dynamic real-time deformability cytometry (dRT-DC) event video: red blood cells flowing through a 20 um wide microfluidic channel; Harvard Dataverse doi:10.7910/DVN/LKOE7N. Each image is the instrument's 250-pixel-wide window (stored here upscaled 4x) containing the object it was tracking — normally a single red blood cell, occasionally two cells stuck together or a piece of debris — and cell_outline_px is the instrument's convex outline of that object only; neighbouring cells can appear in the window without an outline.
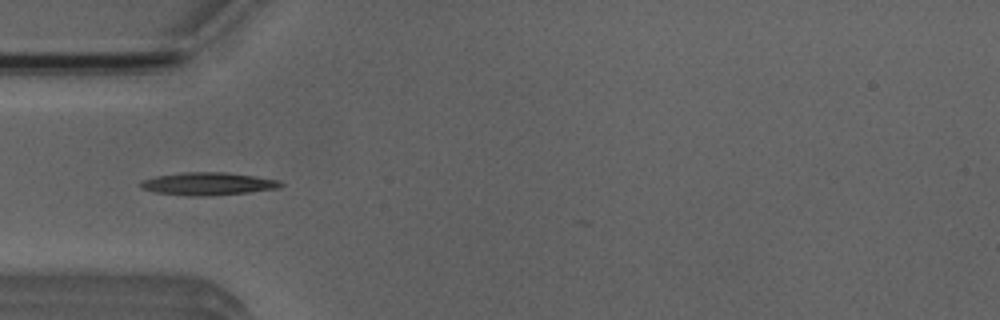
{"species": "Egyptian fruit bat (a non-hibernating species)", "species_latin": "Rousettus aegyptiacus", "temperature_condition": "room temperature", "stored_images_in_passage": 4, "camera_frame_rate_fps": 3000, "um_per_image_px": 0.085, "animal": {"sex": "male"}, "frame": {"image": 1, "passage_image": 4, "time_ms": 3.333, "image_size_px": [1000, 320], "cell_outline_px": [[284, 184], [280, 188], [248, 192], [208, 196], [188, 196], [156, 192], [140, 188], [136, 184], [140, 180], [156, 176], [184, 172], [224, 172], [256, 176], [280, 180]], "centroid_in_image_um": [17.65, 15.62], "position_along_channel_um": 67.4, "area_um2": 18.79}}